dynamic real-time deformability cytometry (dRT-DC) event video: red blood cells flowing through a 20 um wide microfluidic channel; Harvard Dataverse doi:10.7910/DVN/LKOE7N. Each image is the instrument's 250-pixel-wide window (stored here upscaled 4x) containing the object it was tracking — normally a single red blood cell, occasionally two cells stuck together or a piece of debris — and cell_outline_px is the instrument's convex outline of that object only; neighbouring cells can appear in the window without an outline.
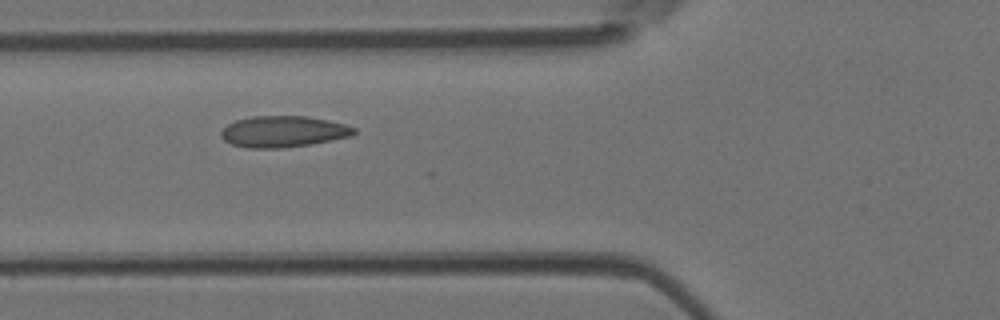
{"species": "Egyptian fruit bat (a non-hibernating species)", "species_latin": "Rousettus aegyptiacus", "temperature_condition": "room temperature", "stored_images_in_passage": 6, "camera_frame_rate_fps": 3000, "um_per_image_px": 0.085, "animal": {"sex": "female"}, "frame": {"image": 1, "passage_image": 4, "time_ms": 1.0, "image_size_px": [1000, 320], "cell_outline_px": [[356, 132], [352, 136], [308, 144], [280, 148], [248, 148], [232, 144], [224, 140], [220, 136], [220, 132], [228, 124], [236, 120], [252, 116], [308, 116], [328, 120], [344, 124], [356, 128]], "centroid_in_image_um": [24.06, 11.17], "position_along_channel_um": 101.7, "area_um2": 24.1}}